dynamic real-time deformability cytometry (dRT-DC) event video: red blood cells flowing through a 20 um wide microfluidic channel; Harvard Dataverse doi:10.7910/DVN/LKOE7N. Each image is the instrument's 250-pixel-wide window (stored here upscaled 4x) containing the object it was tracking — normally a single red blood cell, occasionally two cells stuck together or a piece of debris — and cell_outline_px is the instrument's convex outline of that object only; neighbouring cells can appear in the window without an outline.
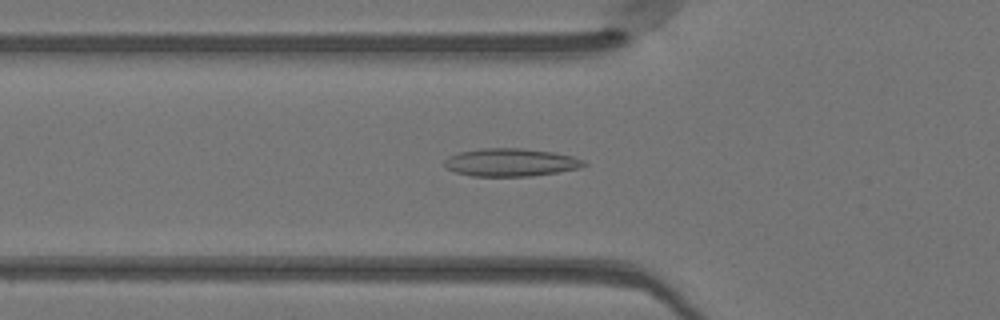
{"species": "Egyptian fruit bat (a non-hibernating species)", "species_latin": "Rousettus aegyptiacus", "temperature_condition": "warm", "stored_images_in_passage": 7, "camera_frame_rate_fps": 3000, "um_per_image_px": 0.085, "animal": {"sex": "female"}, "frame": {"image": 1, "passage_image": 2, "time_ms": 0.333, "image_size_px": [1000, 320], "cell_outline_px": [[588, 164], [580, 168], [532, 176], [472, 176], [456, 172], [448, 168], [444, 164], [444, 160], [448, 156], [460, 152], [480, 148], [520, 148], [552, 152], [572, 156], [584, 160]], "centroid_in_image_um": [43.41, 13.8], "position_along_channel_um": 82.4, "area_um2": 22.6}}
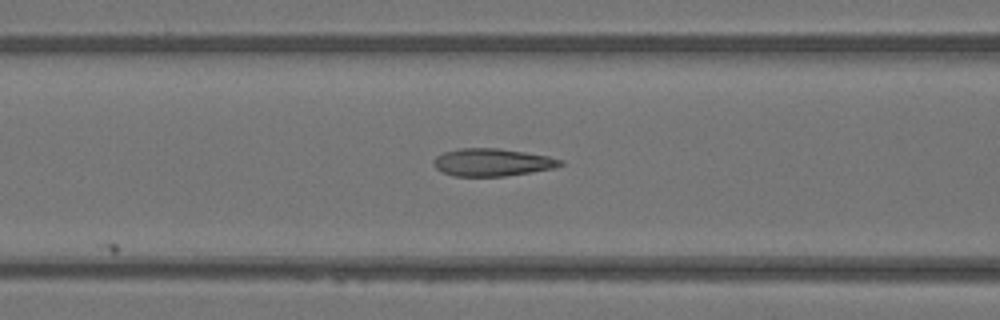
{"frame": {"image": 2, "passage_image": 5, "time_ms": 1.333, "image_size_px": [1000, 320], "cell_outline_px": [[564, 164], [556, 168], [532, 172], [504, 176], [452, 176], [436, 168], [432, 164], [432, 160], [436, 156], [444, 152], [460, 148], [500, 148], [548, 156], [564, 160]], "centroid_in_image_um": [41.85, 13.79], "position_along_channel_um": 124.7, "area_um2": 20.52}}